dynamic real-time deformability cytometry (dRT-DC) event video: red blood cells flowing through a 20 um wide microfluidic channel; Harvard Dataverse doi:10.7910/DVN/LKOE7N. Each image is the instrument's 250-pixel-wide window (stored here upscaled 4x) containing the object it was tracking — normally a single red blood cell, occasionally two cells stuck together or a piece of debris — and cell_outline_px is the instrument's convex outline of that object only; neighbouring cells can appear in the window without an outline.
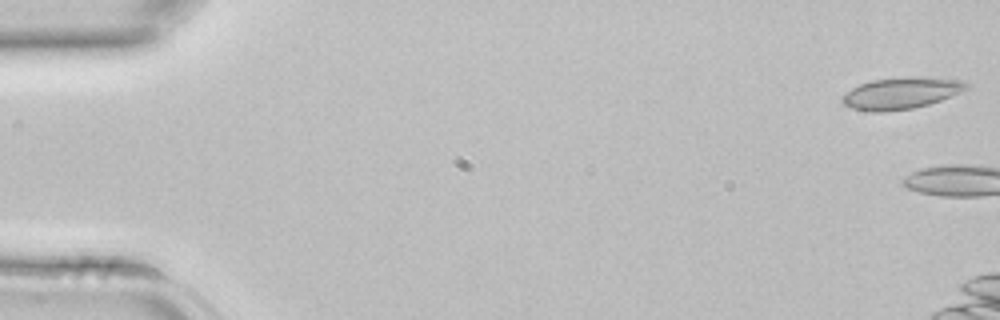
{"species": "common noctule bat (a hibernating species)", "species_latin": "Nyctalus noctula", "temperature_condition": "room temperature", "stored_images_in_passage": 4, "camera_frame_rate_fps": 3000, "um_per_image_px": 0.085, "animal": {"sex": "female", "body_mass_g": 22.7, "forearm_length_mm": 54.2}, "frame": {"image": 1, "passage_image": 1, "time_ms": 0.0, "image_size_px": [1000, 320], "cell_outline_px": [[968, 88], [960, 92], [940, 100], [928, 104], [912, 108], [884, 112], [872, 112], [852, 108], [844, 104], [840, 100], [852, 88], [860, 84], [872, 80], [904, 76], [924, 76], [960, 80], [968, 84]], "centroid_in_image_um": [76.59, 7.9], "position_along_channel_um": 8.4, "area_um2": 22.83}}